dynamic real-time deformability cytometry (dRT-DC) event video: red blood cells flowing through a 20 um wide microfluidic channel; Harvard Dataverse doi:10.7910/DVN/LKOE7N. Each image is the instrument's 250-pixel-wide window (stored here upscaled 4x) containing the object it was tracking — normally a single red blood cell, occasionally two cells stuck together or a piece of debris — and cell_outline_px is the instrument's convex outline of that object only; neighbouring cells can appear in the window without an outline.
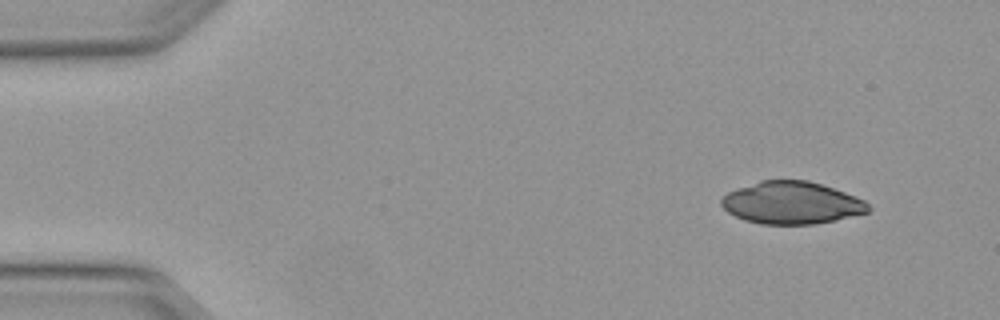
{"species": "Egyptian fruit bat (a non-hibernating species)", "species_latin": "Rousettus aegyptiacus", "temperature_condition": "warm", "stored_images_in_passage": 4, "camera_frame_rate_fps": 3000, "um_per_image_px": 0.085, "animal": {"sex": "female"}, "frame": {"image": 1, "passage_image": 1, "time_ms": 0.0, "image_size_px": [1000, 320], "cell_outline_px": [[872, 208], [868, 212], [836, 220], [816, 224], [760, 224], [744, 220], [728, 212], [720, 204], [720, 200], [728, 192], [760, 180], [808, 180], [844, 192], [864, 200]], "centroid_in_image_um": [67.28, 17.25], "position_along_channel_um": 17.7, "area_um2": 36.13}}